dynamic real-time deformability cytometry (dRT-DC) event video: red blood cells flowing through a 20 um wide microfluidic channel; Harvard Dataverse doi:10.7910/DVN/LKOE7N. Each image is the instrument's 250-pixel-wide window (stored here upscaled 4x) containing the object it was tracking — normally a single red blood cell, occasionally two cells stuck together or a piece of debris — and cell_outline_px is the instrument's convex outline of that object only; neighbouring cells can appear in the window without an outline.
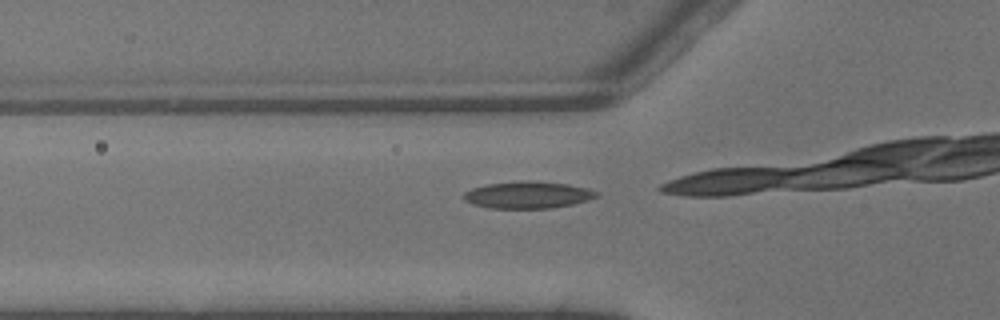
{"species": "common noctule bat (a hibernating species)", "species_latin": "Nyctalus noctula", "temperature_condition": "warm", "stored_images_in_passage": 6, "camera_frame_rate_fps": 3000, "um_per_image_px": 0.085, "animal": {"sex": "male", "body_mass_g": 13.3}, "frame": {"image": 1, "passage_image": 3, "time_ms": 0.667, "image_size_px": [1000, 320], "cell_outline_px": [[600, 196], [588, 200], [572, 204], [552, 208], [488, 208], [472, 204], [464, 200], [460, 196], [464, 192], [472, 188], [488, 184], [520, 180], [528, 180], [568, 184], [588, 188], [600, 192]], "centroid_in_image_um": [44.86, 16.56], "position_along_channel_um": 80.9, "area_um2": 21.15}}